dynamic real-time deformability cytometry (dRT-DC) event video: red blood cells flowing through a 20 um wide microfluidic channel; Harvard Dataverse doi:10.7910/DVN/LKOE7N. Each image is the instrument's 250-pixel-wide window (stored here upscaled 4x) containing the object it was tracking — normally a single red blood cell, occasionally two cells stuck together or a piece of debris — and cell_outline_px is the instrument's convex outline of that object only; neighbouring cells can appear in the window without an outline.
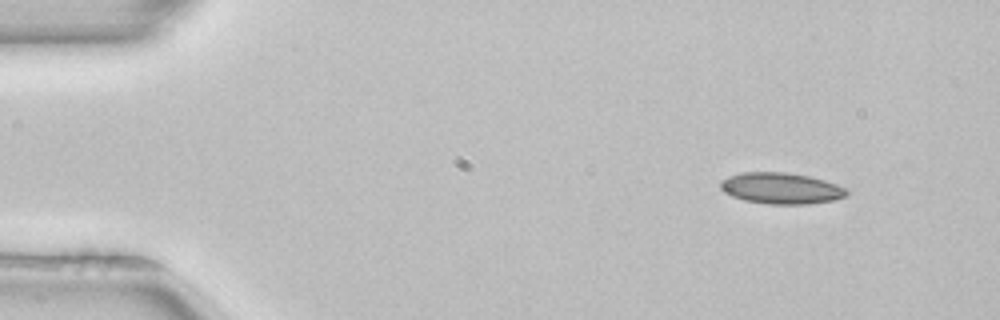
{"species": "common noctule bat (a hibernating species)", "species_latin": "Nyctalus noctula", "temperature_condition": "room temperature", "stored_images_in_passage": 47, "camera_frame_rate_fps": 3000, "um_per_image_px": 0.085, "animal": {"sex": "female", "body_mass_g": 22.7, "forearm_length_mm": 54.2}, "frame": {"image": 1, "passage_image": 1, "time_ms": 0.0, "image_size_px": [1000, 320], "cell_outline_px": [[848, 192], [844, 196], [832, 200], [808, 204], [768, 204], [744, 200], [732, 196], [724, 192], [720, 188], [720, 180], [728, 176], [740, 172], [788, 172], [808, 176], [824, 180], [848, 188]], "centroid_in_image_um": [66.36, 15.99], "position_along_channel_um": 18.6, "area_um2": 23.0}}
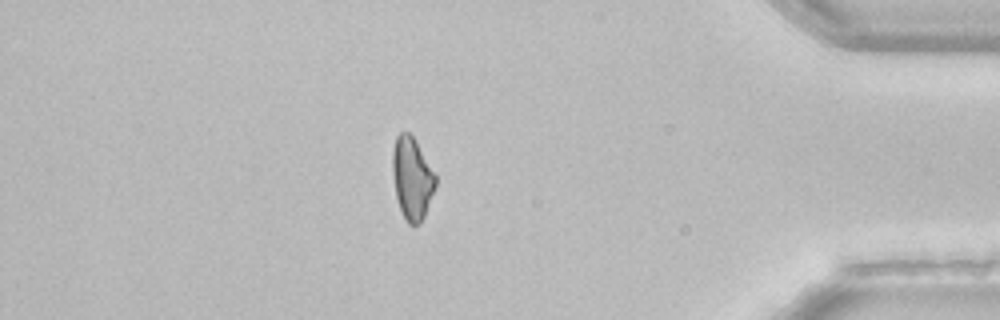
{"frame": {"image": 2, "passage_image": 40, "time_ms": 13.0, "image_size_px": [1000, 320], "cell_outline_px": [[436, 184], [424, 216], [420, 224], [408, 224], [400, 208], [396, 196], [392, 172], [392, 152], [396, 136], [400, 132], [408, 132], [416, 140], [436, 176]], "centroid_in_image_um": [35.01, 15.13], "position_along_channel_um": 400.2, "area_um2": 20.4}}
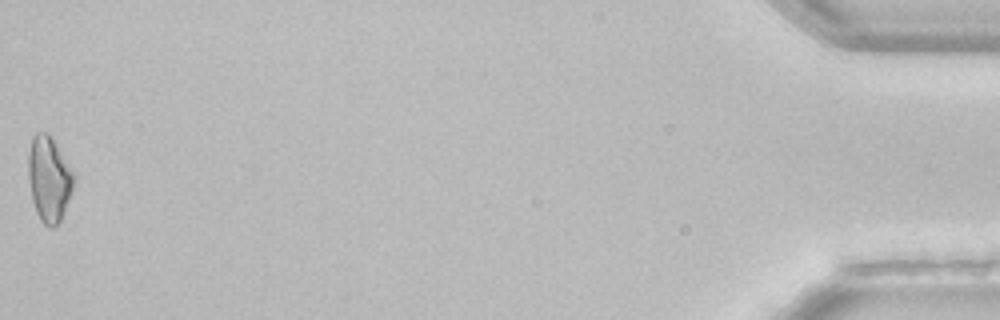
{"frame": {"image": 3, "passage_image": 47, "time_ms": 15.333, "image_size_px": [1000, 320], "cell_outline_px": [[76, 184], [60, 220], [52, 228], [48, 228], [40, 220], [36, 212], [32, 200], [28, 180], [28, 152], [32, 140], [36, 132], [48, 132], [76, 172]], "centroid_in_image_um": [4.2, 15.2], "position_along_channel_um": 431.0, "area_um2": 23.18}, "authors_computed_cell_mechanics": {"area_um2": 22.3686, "velocity_mm_per_s": 3.9884, "shape_relaxation_time_tau1_ms": null, "shape_relaxation_time_tau2_ms": 3.7822, "deformation_change_tau1": null, "deformation_change_tau2": 0.0831}}